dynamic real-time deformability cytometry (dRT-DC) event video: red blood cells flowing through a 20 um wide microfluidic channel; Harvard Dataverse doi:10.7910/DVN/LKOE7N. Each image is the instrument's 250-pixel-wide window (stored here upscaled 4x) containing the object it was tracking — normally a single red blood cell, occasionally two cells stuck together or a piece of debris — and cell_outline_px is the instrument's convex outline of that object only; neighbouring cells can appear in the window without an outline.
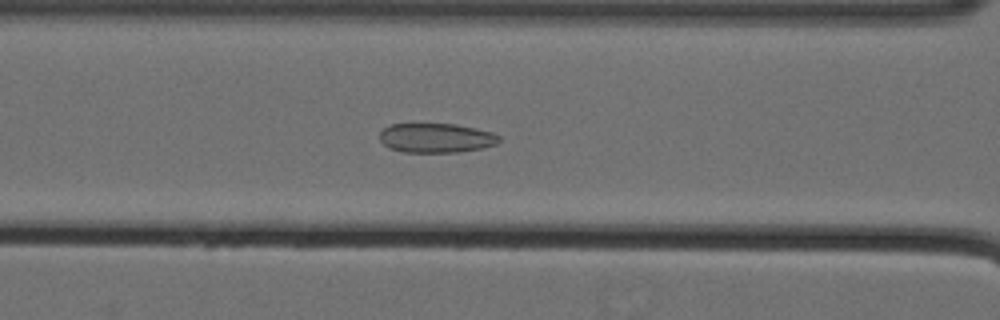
{"species": "Egyptian fruit bat (a non-hibernating species)", "species_latin": "Rousettus aegyptiacus", "temperature_condition": "cold", "stored_images_in_passage": 60, "camera_frame_rate_fps": 3000, "um_per_image_px": 0.085, "animal": {"sex": "female"}, "frame": {"image": 1, "passage_image": 28, "time_ms": 9.0, "image_size_px": [1000, 320], "cell_outline_px": [[500, 140], [496, 144], [480, 148], [456, 152], [404, 152], [392, 148], [384, 144], [380, 140], [380, 132], [384, 128], [392, 124], [456, 124], [476, 128], [492, 132], [500, 136]], "centroid_in_image_um": [37.09, 11.72], "position_along_channel_um": 129.5, "area_um2": 20.29}}
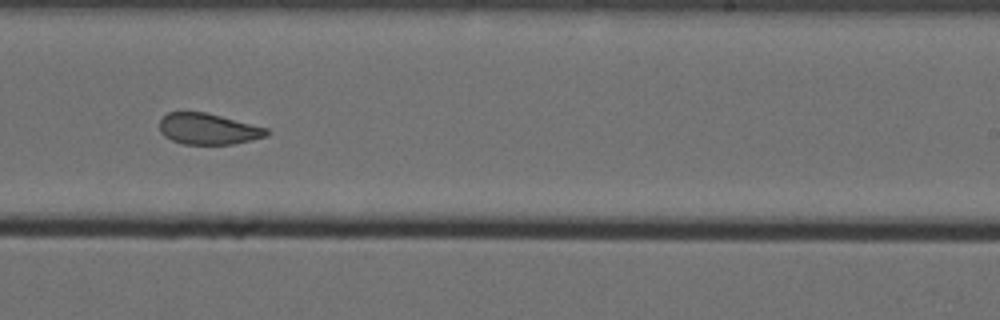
{"frame": {"image": 2, "passage_image": 40, "time_ms": 13.0, "image_size_px": [1000, 320], "cell_outline_px": [[272, 132], [268, 136], [252, 140], [232, 144], [184, 144], [172, 140], [164, 136], [160, 132], [160, 120], [168, 112], [204, 112], [268, 128]], "centroid_in_image_um": [17.72, 10.97], "position_along_channel_um": 271.3, "area_um2": 19.36}}
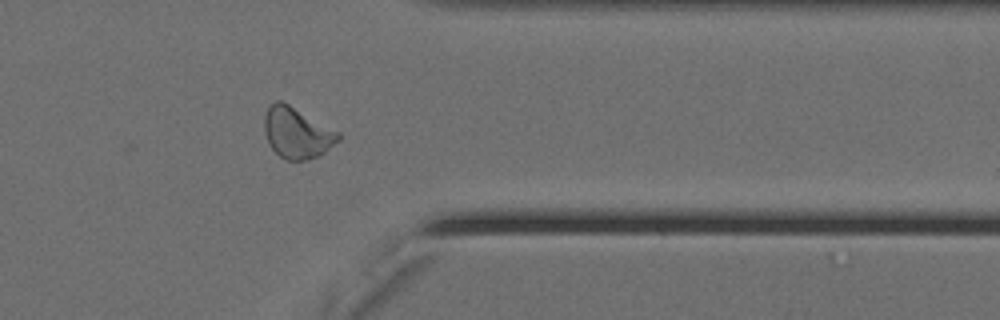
{"frame": {"image": 3, "passage_image": 50, "time_ms": 16.333, "image_size_px": [1000, 320], "cell_outline_px": [[340, 140], [324, 152], [308, 160], [288, 160], [280, 156], [268, 144], [264, 132], [264, 116], [268, 108], [276, 100], [280, 100], [288, 104], [340, 132]], "centroid_in_image_um": [25.23, 11.29], "position_along_channel_um": 386.2, "area_um2": 21.79}, "authors_computed_cell_mechanics": {"area_um2": 22.3108, "velocity_mm_per_s": 3.559, "shape_relaxation_time_tau1_ms": null, "shape_relaxation_time_tau2_ms": 1.8315, "deformation_change_tau1": null, "deformation_change_tau2": 0.0607}}